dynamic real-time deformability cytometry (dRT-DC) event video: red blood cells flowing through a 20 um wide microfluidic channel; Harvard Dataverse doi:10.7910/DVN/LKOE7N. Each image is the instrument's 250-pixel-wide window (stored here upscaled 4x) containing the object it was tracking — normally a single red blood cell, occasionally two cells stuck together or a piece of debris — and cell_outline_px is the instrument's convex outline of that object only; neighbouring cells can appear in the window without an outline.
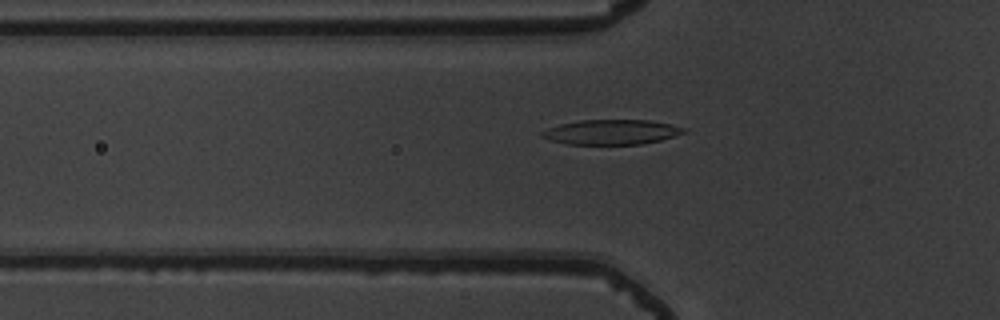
{"species": "common noctule bat (a hibernating species)", "species_latin": "Nyctalus noctula", "temperature_condition": "warm", "stored_images_in_passage": 44, "camera_frame_rate_fps": 3000, "um_per_image_px": 0.085, "animal": {"sex": "male", "body_mass_g": 19.5, "forearm_length_mm": 54.6}, "frame": {"image": 1, "passage_image": 14, "time_ms": 4.333, "image_size_px": [1000, 320], "cell_outline_px": [[688, 128], [684, 132], [676, 136], [660, 140], [640, 144], [564, 144], [540, 136], [540, 132], [548, 128], [560, 124], [580, 120], [652, 120], [672, 124]], "centroid_in_image_um": [52.0, 11.22], "position_along_channel_um": 73.8, "area_um2": 20.63}}
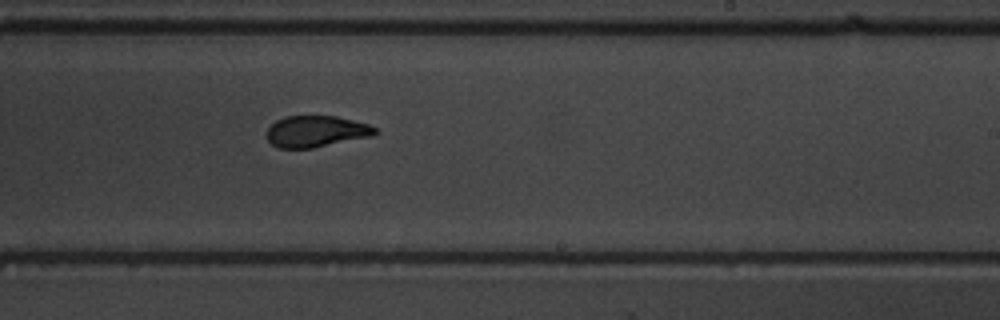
{"frame": {"image": 2, "passage_image": 29, "time_ms": 9.333, "image_size_px": [1000, 320], "cell_outline_px": [[380, 132], [372, 136], [312, 148], [276, 148], [264, 136], [268, 128], [276, 120], [284, 116], [336, 116], [368, 124], [376, 128]], "centroid_in_image_um": [26.84, 11.17], "position_along_channel_um": 262.2, "area_um2": 19.94}}
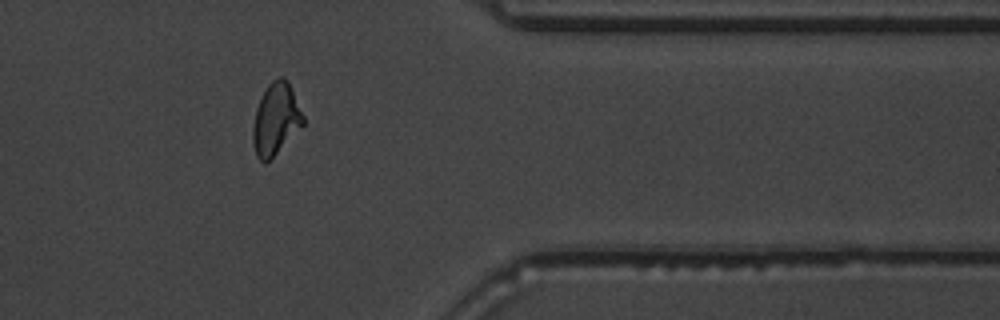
{"frame": {"image": 3, "passage_image": 40, "time_ms": 13.0, "image_size_px": [1000, 320], "cell_outline_px": [[304, 124], [264, 164], [256, 156], [252, 140], [252, 128], [256, 108], [268, 84], [272, 80], [280, 76], [288, 80], [304, 116]], "centroid_in_image_um": [23.43, 10.1], "position_along_channel_um": 388.0, "area_um2": 20.69}}